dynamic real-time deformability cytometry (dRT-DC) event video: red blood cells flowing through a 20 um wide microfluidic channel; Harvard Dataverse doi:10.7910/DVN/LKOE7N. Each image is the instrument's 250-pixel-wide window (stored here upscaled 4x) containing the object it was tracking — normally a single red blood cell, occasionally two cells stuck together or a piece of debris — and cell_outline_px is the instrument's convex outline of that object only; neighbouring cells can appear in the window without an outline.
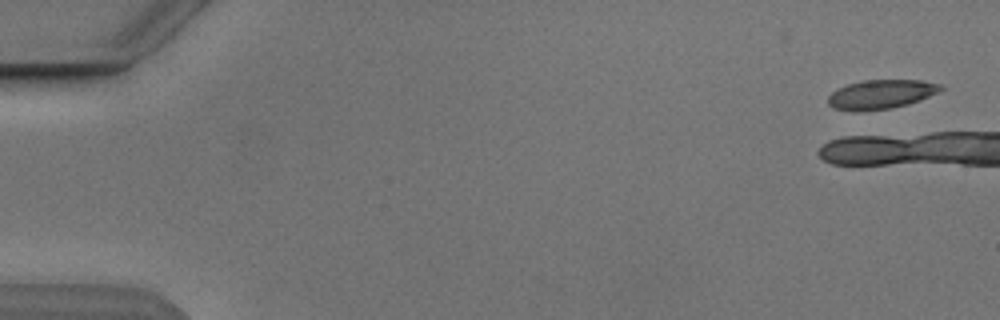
{"species": "Egyptian fruit bat (a non-hibernating species)", "species_latin": "Rousettus aegyptiacus", "temperature_condition": "cold", "stored_images_in_passage": 2, "camera_frame_rate_fps": 3000, "um_per_image_px": 0.085, "animal": {"sex": "male"}, "frame": {"image": 1, "passage_image": 2, "time_ms": 1.0, "image_size_px": [1000, 320], "cell_outline_px": [[944, 88], [920, 100], [908, 104], [892, 108], [860, 112], [856, 112], [832, 108], [828, 104], [828, 96], [832, 92], [848, 84], [864, 80], [920, 80], [940, 84]], "centroid_in_image_um": [74.85, 8.03], "position_along_channel_um": 10.2, "area_um2": 19.13}}